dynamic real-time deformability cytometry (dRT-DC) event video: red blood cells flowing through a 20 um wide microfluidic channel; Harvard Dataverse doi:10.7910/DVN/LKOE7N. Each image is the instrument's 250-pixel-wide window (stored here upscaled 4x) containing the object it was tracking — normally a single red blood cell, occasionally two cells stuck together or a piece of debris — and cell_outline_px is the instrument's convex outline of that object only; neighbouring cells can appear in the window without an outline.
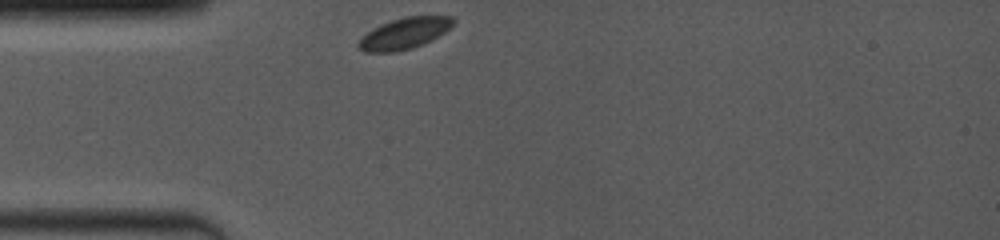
{"species": "common noctule bat (a hibernating species)", "species_latin": "Nyctalus noctula", "temperature_condition": "room temperature", "stored_images_in_passage": 29, "camera_frame_rate_fps": 4000, "um_per_image_px": 0.085, "animal": {"sex": "female", "body_mass_g": 19.0, "forearm_length_mm": 53.3}, "frame": {"image": 1, "passage_image": 1, "time_ms": 0.0, "image_size_px": [1000, 240], "cell_outline_px": [[456, 20], [444, 32], [412, 48], [396, 52], [364, 52], [356, 44], [372, 28], [380, 24], [404, 16], [452, 16]], "centroid_in_image_um": [34.34, 2.83], "position_along_channel_um": 50.7, "area_um2": 16.88}}
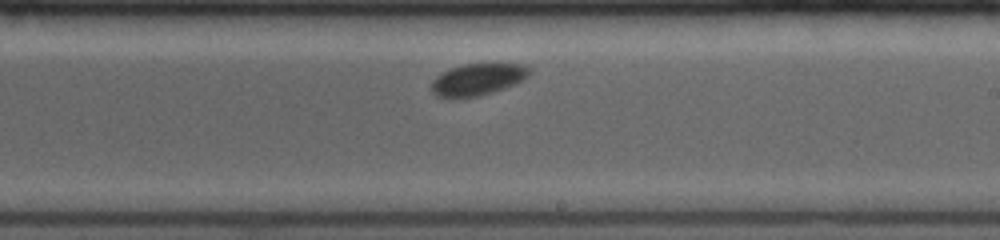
{"frame": {"image": 2, "passage_image": 17, "time_ms": 4.0, "image_size_px": [1000, 240], "cell_outline_px": [[532, 72], [524, 80], [516, 84], [480, 96], [456, 100], [448, 100], [436, 96], [432, 92], [432, 80], [440, 72], [448, 68], [464, 64], [524, 64], [532, 68]], "centroid_in_image_um": [40.57, 6.78], "position_along_channel_um": 248.4, "area_um2": 18.9}}
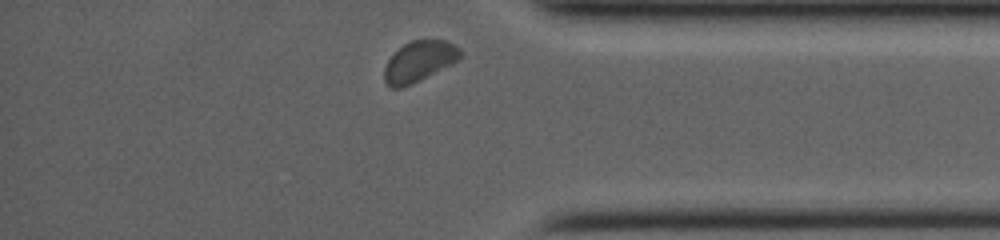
{"frame": {"image": 3, "passage_image": 29, "time_ms": 7.0, "image_size_px": [1000, 240], "cell_outline_px": [[460, 60], [412, 84], [400, 88], [392, 88], [384, 80], [384, 68], [388, 60], [404, 44], [412, 40], [444, 40], [456, 44], [460, 48]], "centroid_in_image_um": [35.65, 5.22], "position_along_channel_um": 399.6, "area_um2": 17.86}}